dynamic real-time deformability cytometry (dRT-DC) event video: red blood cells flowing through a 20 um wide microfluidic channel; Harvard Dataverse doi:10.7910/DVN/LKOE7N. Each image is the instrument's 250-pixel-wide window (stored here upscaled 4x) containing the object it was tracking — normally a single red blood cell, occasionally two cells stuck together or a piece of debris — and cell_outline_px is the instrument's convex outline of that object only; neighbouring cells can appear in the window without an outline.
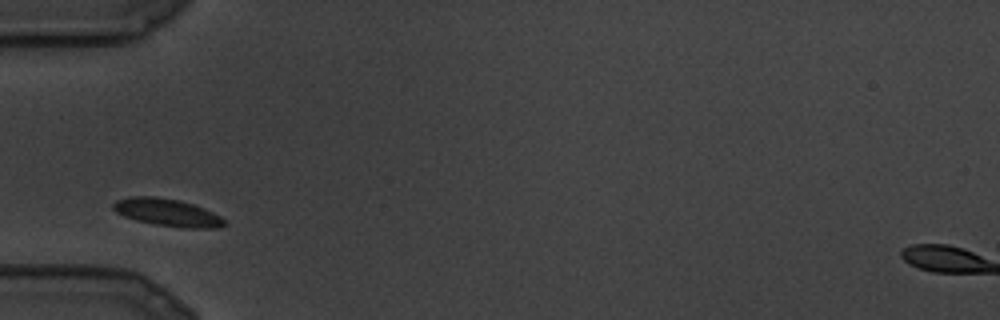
{"species": "common noctule bat (a hibernating species)", "species_latin": "Nyctalus noctula", "temperature_condition": "cold", "stored_images_in_passage": 13, "camera_frame_rate_fps": 3000, "um_per_image_px": 0.085, "animal": {"sex": "male", "body_mass_g": 19.5, "forearm_length_mm": 54.6}, "frame": {"image": 1, "passage_image": 1, "time_ms": 0.0, "image_size_px": [1000, 320], "cell_outline_px": [[224, 224], [220, 228], [184, 228], [156, 224], [136, 220], [124, 216], [116, 212], [112, 208], [112, 204], [116, 200], [132, 196], [156, 196], [176, 200], [192, 204], [204, 208], [220, 216], [224, 220]], "centroid_in_image_um": [14.2, 18.06], "position_along_channel_um": 70.8, "area_um2": 17.63}}
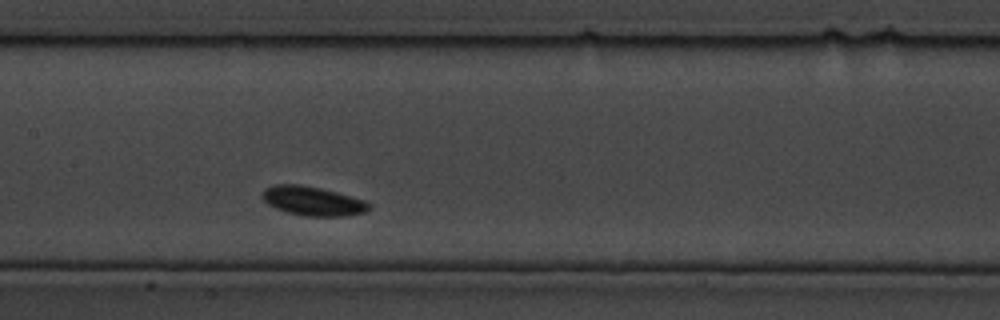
{"frame": {"image": 2, "passage_image": 6, "time_ms": 1.667, "image_size_px": [1000, 320], "cell_outline_px": [[372, 204], [364, 212], [348, 216], [308, 216], [288, 212], [276, 208], [268, 204], [260, 196], [264, 188], [276, 184], [300, 184], [320, 188], [352, 196], [364, 200]], "centroid_in_image_um": [26.57, 17.07], "position_along_channel_um": 180.8, "area_um2": 18.09}}
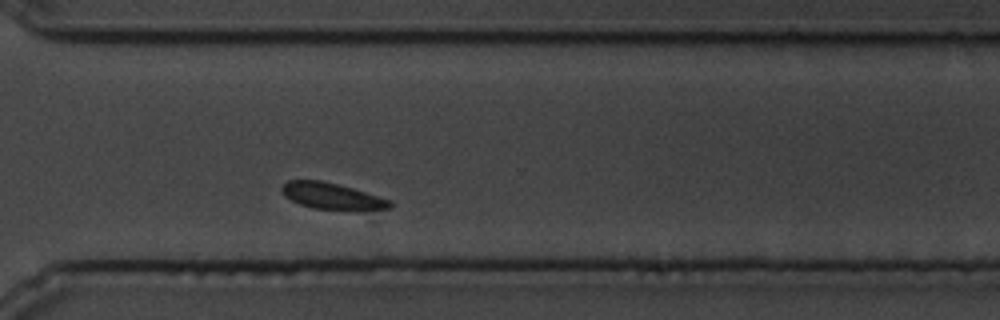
{"frame": {"image": 3, "passage_image": 13, "time_ms": 4.0, "image_size_px": [1000, 320], "cell_outline_px": [[392, 204], [388, 208], [356, 212], [312, 208], [300, 204], [284, 196], [280, 188], [288, 180], [320, 180], [352, 188], [392, 200]], "centroid_in_image_um": [28.24, 16.7], "position_along_channel_um": 342.4, "area_um2": 16.94}}